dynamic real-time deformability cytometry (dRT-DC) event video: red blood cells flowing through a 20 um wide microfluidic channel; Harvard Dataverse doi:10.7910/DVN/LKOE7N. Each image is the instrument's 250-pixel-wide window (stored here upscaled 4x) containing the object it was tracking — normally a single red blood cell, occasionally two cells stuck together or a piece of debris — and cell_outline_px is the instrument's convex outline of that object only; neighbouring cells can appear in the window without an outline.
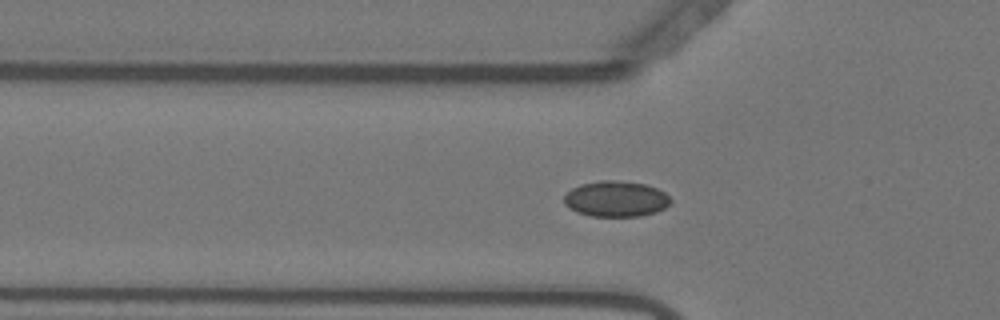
{"species": "Egyptian fruit bat (a non-hibernating species)", "species_latin": "Rousettus aegyptiacus", "temperature_condition": "warm", "stored_images_in_passage": 44, "camera_frame_rate_fps": 3000, "um_per_image_px": 0.085, "animal": {"sex": "female"}, "frame": {"image": 1, "passage_image": 7, "time_ms": 2.0, "image_size_px": [1000, 320], "cell_outline_px": [[672, 200], [664, 208], [656, 212], [640, 216], [592, 216], [576, 212], [568, 208], [564, 204], [564, 196], [572, 188], [580, 184], [600, 180], [616, 180], [644, 184], [656, 188], [664, 192]], "centroid_in_image_um": [52.32, 16.9], "position_along_channel_um": 73.5, "area_um2": 22.2}}
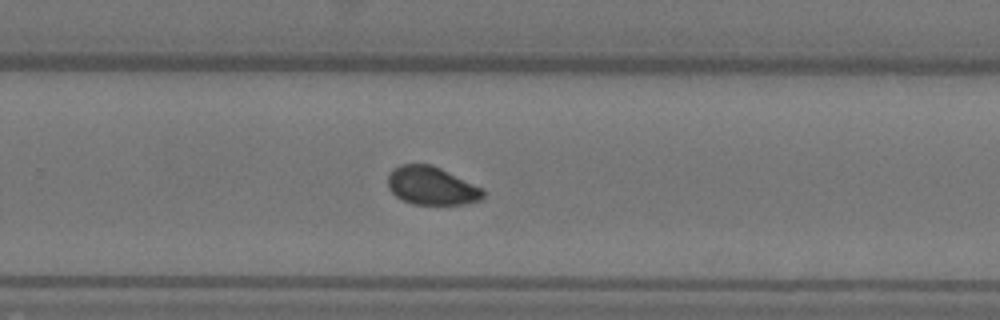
{"frame": {"image": 2, "passage_image": 25, "time_ms": 8.0, "image_size_px": [1000, 320], "cell_outline_px": [[484, 196], [480, 200], [464, 204], [412, 204], [396, 196], [388, 188], [388, 176], [392, 168], [400, 164], [432, 164], [484, 188]], "centroid_in_image_um": [36.69, 15.78], "position_along_channel_um": 293.1, "area_um2": 21.33}}
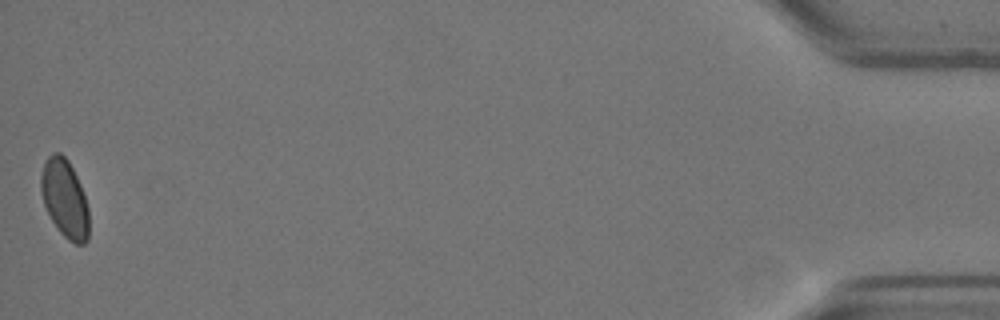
{"frame": {"image": 3, "passage_image": 44, "time_ms": 14.333, "image_size_px": [1000, 320], "cell_outline_px": [[88, 240], [84, 244], [76, 244], [68, 240], [60, 232], [52, 220], [44, 204], [40, 192], [40, 176], [44, 160], [52, 152], [60, 152], [68, 160], [80, 184], [88, 208]], "centroid_in_image_um": [5.48, 16.86], "position_along_channel_um": 429.7, "area_um2": 21.85}, "authors_computed_cell_mechanics": {"area_um2": 21.6172, "velocity_mm_per_s": 3.6476, "shape_relaxation_time_tau1_ms": 5.7663, "shape_relaxation_time_tau2_ms": null, "deformation_change_tau1": 0.0598, "deformation_change_tau2": null}}